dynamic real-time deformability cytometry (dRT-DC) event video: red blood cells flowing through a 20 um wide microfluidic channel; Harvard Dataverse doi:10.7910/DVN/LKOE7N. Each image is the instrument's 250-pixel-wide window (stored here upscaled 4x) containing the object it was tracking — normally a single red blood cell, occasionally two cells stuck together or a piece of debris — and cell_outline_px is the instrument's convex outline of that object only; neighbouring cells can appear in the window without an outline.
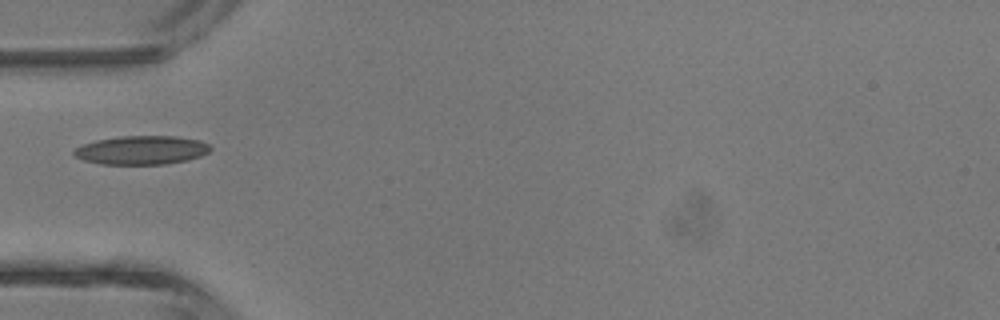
{"species": "common noctule bat (a hibernating species)", "species_latin": "Nyctalus noctula", "temperature_condition": "room temperature", "stored_images_in_passage": 2, "camera_frame_rate_fps": 3000, "um_per_image_px": 0.085, "animal": {"sex": "male", "body_mass_g": 13.3}, "frame": {"image": 1, "passage_image": 1, "time_ms": 0.0, "image_size_px": [1000, 320], "cell_outline_px": [[212, 148], [208, 152], [200, 156], [188, 160], [164, 164], [100, 164], [84, 160], [76, 156], [72, 152], [76, 148], [84, 144], [96, 140], [120, 136], [176, 136], [200, 140], [208, 144]], "centroid_in_image_um": [12.05, 12.76], "position_along_channel_um": 72.9, "area_um2": 22.77}}
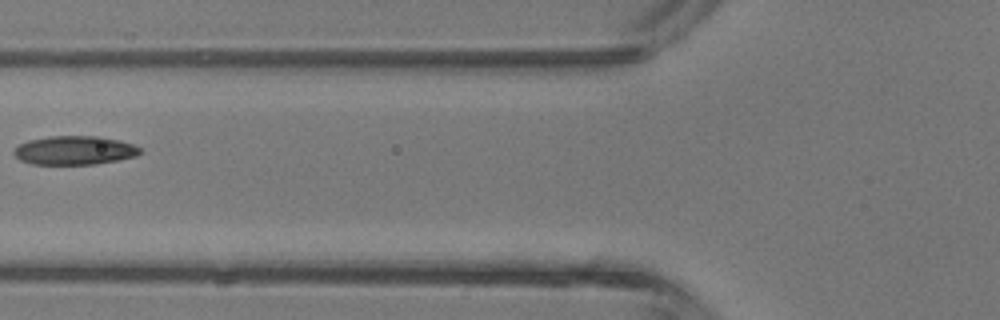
{"frame": {"image": 2, "passage_image": 2, "time_ms": 1.0, "image_size_px": [1000, 320], "cell_outline_px": [[144, 152], [136, 156], [120, 160], [96, 164], [32, 164], [20, 160], [12, 152], [20, 144], [28, 140], [48, 136], [100, 136], [120, 140], [132, 144], [140, 148]], "centroid_in_image_um": [6.37, 12.78], "position_along_channel_um": 119.4, "area_um2": 21.33}}